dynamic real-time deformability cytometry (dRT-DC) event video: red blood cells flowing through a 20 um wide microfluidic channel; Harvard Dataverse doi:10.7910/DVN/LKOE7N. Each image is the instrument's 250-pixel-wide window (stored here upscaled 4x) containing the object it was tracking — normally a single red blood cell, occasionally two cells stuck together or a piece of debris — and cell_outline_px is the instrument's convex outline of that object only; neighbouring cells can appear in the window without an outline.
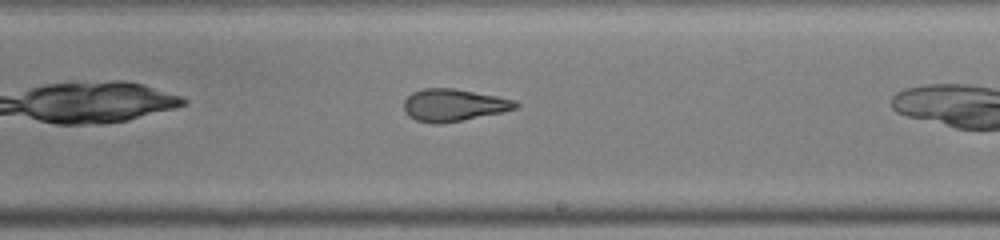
{"species": "common noctule bat (a hibernating species)", "species_latin": "Nyctalus noctula", "temperature_condition": "warm", "stored_images_in_passage": 25, "camera_frame_rate_fps": 3000, "um_per_image_px": 0.085, "animal": {"sex": "male", "body_mass_g": 19.0, "forearm_length_mm": 50.8}, "frame": {"image": 1, "passage_image": 15, "time_ms": 4.667, "image_size_px": [1000, 240], "cell_outline_px": [[520, 104], [516, 108], [500, 112], [460, 120], [436, 124], [416, 120], [408, 116], [404, 108], [404, 100], [412, 92], [424, 88], [452, 88], [496, 96], [512, 100]], "centroid_in_image_um": [38.5, 8.92], "position_along_channel_um": 250.5, "area_um2": 20.52}}